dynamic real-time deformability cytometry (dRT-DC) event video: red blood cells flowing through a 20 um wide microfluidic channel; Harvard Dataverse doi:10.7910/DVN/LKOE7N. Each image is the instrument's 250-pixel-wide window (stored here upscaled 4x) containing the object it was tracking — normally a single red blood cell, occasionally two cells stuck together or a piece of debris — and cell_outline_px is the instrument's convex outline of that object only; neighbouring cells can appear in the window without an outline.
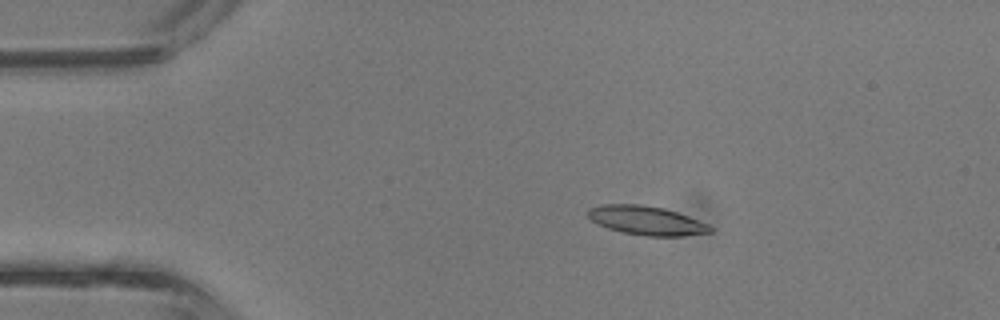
{"species": "common noctule bat (a hibernating species)", "species_latin": "Nyctalus noctula", "temperature_condition": "room temperature", "stored_images_in_passage": 2, "camera_frame_rate_fps": 3000, "um_per_image_px": 0.085, "animal": {"sex": "male", "body_mass_g": 13.3}, "frame": {"image": 1, "passage_image": 1, "time_ms": 0.0, "image_size_px": [1000, 320], "cell_outline_px": [[712, 232], [684, 236], [644, 236], [620, 232], [596, 224], [588, 216], [588, 208], [600, 204], [640, 204], [664, 208], [688, 216], [708, 224], [712, 228]], "centroid_in_image_um": [54.92, 18.74], "position_along_channel_um": 30.1, "area_um2": 20.75}}